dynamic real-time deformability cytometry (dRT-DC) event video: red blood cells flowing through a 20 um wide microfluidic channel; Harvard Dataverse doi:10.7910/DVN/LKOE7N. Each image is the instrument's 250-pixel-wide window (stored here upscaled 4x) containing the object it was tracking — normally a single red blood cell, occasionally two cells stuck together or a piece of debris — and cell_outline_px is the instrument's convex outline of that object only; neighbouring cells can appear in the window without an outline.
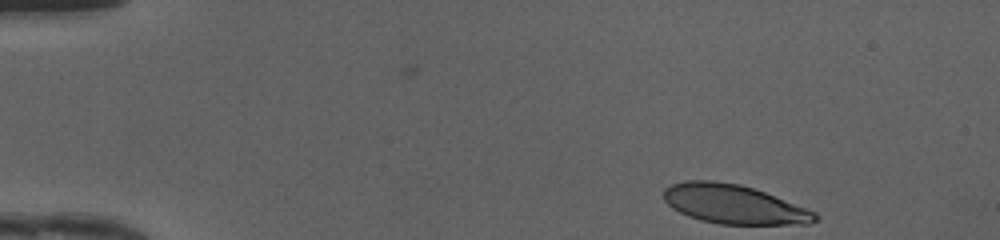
{"species": "human", "species_latin": "Homo sapiens", "temperature_condition": "cold", "stored_images_in_passage": 40, "camera_frame_rate_fps": 3000, "um_per_image_px": 0.085, "donor": {"sex": "female"}, "frame": {"image": 1, "passage_image": 1, "time_ms": 0.0, "image_size_px": [1000, 240], "cell_outline_px": [[820, 220], [808, 224], [720, 224], [700, 220], [688, 216], [672, 208], [664, 200], [664, 188], [672, 184], [684, 180], [712, 180], [740, 184], [764, 192], [816, 212], [820, 216]], "centroid_in_image_um": [62.37, 17.36], "position_along_channel_um": 22.6, "area_um2": 34.51}}
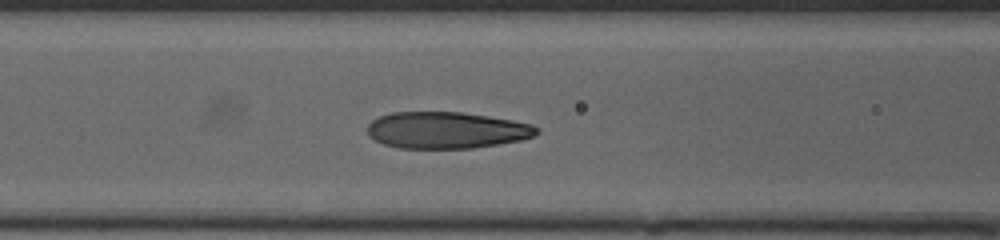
{"frame": {"image": 2, "passage_image": 16, "time_ms": 5.0, "image_size_px": [1000, 240], "cell_outline_px": [[540, 132], [532, 136], [520, 140], [472, 148], [400, 148], [384, 144], [368, 136], [368, 124], [372, 120], [380, 116], [392, 112], [460, 112], [488, 116], [512, 120], [532, 124], [540, 128]], "centroid_in_image_um": [37.95, 11.06], "position_along_channel_um": 128.7, "area_um2": 36.01}}
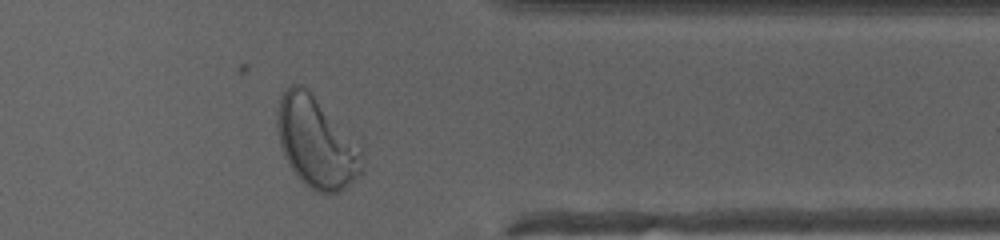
{"frame": {"image": 3, "passage_image": 35, "time_ms": 11.333, "image_size_px": [1000, 240], "cell_outline_px": [[364, 172], [344, 188], [336, 192], [316, 192], [304, 184], [296, 176], [288, 164], [284, 156], [280, 144], [276, 128], [276, 112], [280, 96], [292, 84], [296, 84], [304, 88], [364, 148]], "centroid_in_image_um": [26.9, 12.16], "position_along_channel_um": 384.5, "area_um2": 44.8}, "authors_computed_cell_mechanics": {"area_um2": 36.9053, "velocity_mm_per_s": 4.1639, "shape_relaxation_time_tau1_ms": 3.9114, "shape_relaxation_time_tau2_ms": null, "deformation_change_tau1": 0.1985, "deformation_change_tau2": null}}